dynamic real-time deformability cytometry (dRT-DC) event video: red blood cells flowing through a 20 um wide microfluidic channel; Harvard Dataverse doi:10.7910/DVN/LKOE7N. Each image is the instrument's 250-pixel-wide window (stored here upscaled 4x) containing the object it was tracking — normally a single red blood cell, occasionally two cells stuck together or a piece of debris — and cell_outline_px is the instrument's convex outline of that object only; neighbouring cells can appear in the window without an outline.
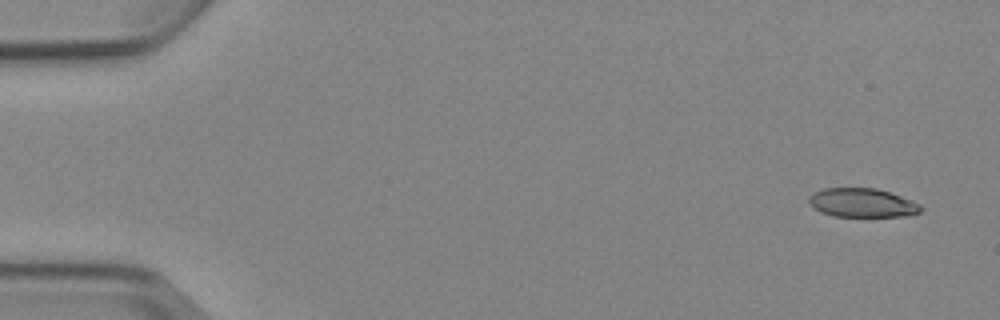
{"species": "Egyptian fruit bat (a non-hibernating species)", "species_latin": "Rousettus aegyptiacus", "temperature_condition": "cold", "stored_images_in_passage": 4, "camera_frame_rate_fps": 3000, "um_per_image_px": 0.085, "animal": {"sex": "female"}, "frame": {"image": 1, "passage_image": 1, "time_ms": 0.0, "image_size_px": [1000, 320], "cell_outline_px": [[924, 208], [920, 212], [912, 216], [832, 216], [820, 212], [808, 200], [816, 192], [824, 188], [876, 188], [900, 196], [920, 204]], "centroid_in_image_um": [73.35, 17.25], "position_along_channel_um": 11.7, "area_um2": 18.61}}
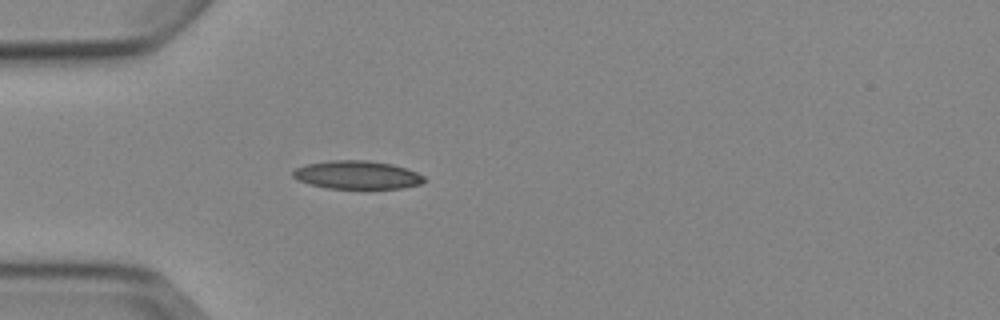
{"frame": {"image": 2, "passage_image": 4, "time_ms": 4.333, "image_size_px": [1000, 320], "cell_outline_px": [[424, 180], [420, 184], [400, 188], [328, 188], [308, 184], [292, 176], [292, 172], [296, 168], [304, 164], [328, 160], [368, 160], [392, 164], [416, 172], [424, 176]], "centroid_in_image_um": [30.31, 14.85], "position_along_channel_um": 54.7, "area_um2": 21.5}}